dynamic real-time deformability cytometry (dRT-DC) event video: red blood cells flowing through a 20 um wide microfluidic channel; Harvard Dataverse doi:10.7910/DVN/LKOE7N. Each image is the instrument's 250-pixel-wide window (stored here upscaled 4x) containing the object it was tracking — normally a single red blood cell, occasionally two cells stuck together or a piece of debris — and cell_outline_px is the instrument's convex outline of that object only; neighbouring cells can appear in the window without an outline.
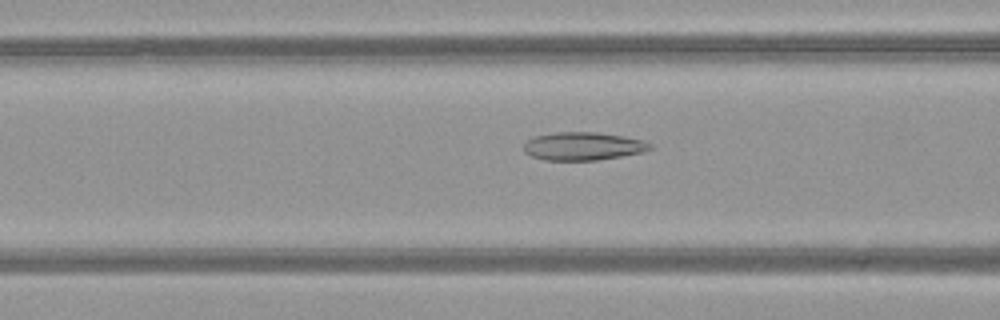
{"species": "common noctule bat (a hibernating species)", "species_latin": "Nyctalus noctula", "temperature_condition": "warm", "stored_images_in_passage": 51, "camera_frame_rate_fps": 3000, "um_per_image_px": 0.085, "animal": {"sex": "female", "body_mass_g": 21.9}, "frame": {"image": 1, "passage_image": 21, "time_ms": 6.667, "image_size_px": [1000, 320], "cell_outline_px": [[652, 148], [644, 152], [596, 160], [544, 160], [532, 156], [524, 152], [524, 144], [532, 136], [556, 132], [596, 132], [624, 136], [644, 140], [652, 144]], "centroid_in_image_um": [49.56, 12.42], "position_along_channel_um": 117.0, "area_um2": 20.75}}
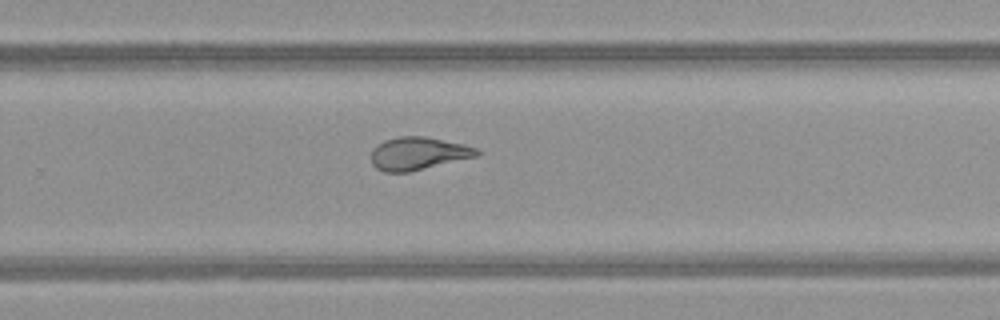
{"frame": {"image": 2, "passage_image": 34, "time_ms": 11.0, "image_size_px": [1000, 320], "cell_outline_px": [[480, 156], [408, 172], [384, 172], [376, 168], [372, 164], [372, 148], [384, 140], [400, 136], [424, 136], [464, 144], [476, 148], [480, 152]], "centroid_in_image_um": [35.56, 13.05], "position_along_channel_um": 294.2, "area_um2": 20.29}}
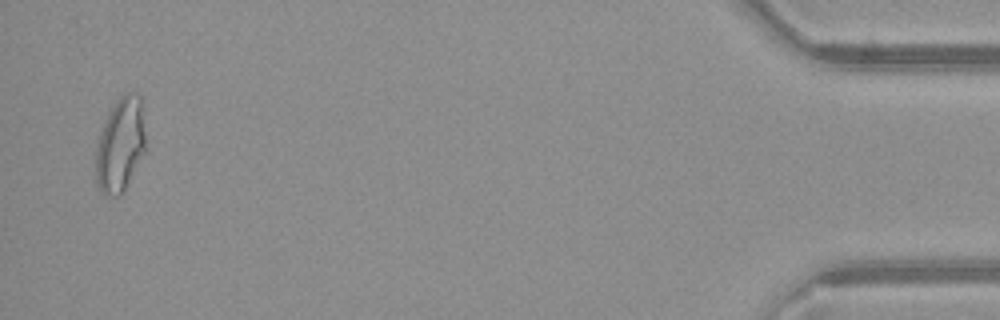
{"frame": {"image": 3, "passage_image": 50, "time_ms": 16.333, "image_size_px": [1000, 320], "cell_outline_px": [[144, 152], [124, 192], [120, 196], [104, 196], [96, 184], [96, 144], [104, 120], [108, 112], [116, 100], [124, 92], [132, 92], [140, 96], [144, 132]], "centroid_in_image_um": [10.19, 12.33], "position_along_channel_um": 425.0, "area_um2": 27.4}, "authors_computed_cell_mechanics": {"area_um2": 24.276, "velocity_mm_per_s": 4.0932, "shape_relaxation_time_tau1_ms": null, "shape_relaxation_time_tau2_ms": 1.5934, "deformation_change_tau1": null, "deformation_change_tau2": 0.094}}